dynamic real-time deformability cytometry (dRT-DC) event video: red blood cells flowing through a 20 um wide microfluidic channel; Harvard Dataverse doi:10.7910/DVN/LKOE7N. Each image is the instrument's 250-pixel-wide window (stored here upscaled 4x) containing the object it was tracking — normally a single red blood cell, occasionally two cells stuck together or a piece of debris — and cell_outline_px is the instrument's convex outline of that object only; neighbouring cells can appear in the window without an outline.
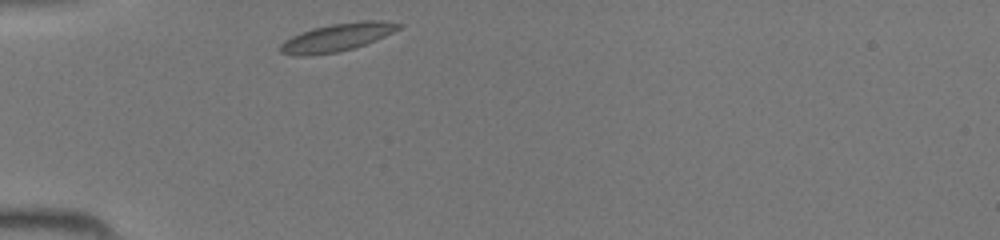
{"species": "common noctule bat (a hibernating species)", "species_latin": "Nyctalus noctula", "temperature_condition": "room temperature", "stored_images_in_passage": 27, "camera_frame_rate_fps": 3000, "um_per_image_px": 0.085, "animal": {"sex": "female", "body_mass_g": 19.5, "forearm_length_mm": 54.1}, "frame": {"image": 1, "passage_image": 1, "time_ms": 0.0, "image_size_px": [1000, 240], "cell_outline_px": [[404, 24], [400, 28], [376, 40], [352, 48], [336, 52], [308, 56], [296, 56], [280, 52], [280, 44], [284, 40], [300, 32], [312, 28], [332, 24], [364, 20], [380, 20]], "centroid_in_image_um": [28.62, 3.17], "position_along_channel_um": 56.4, "area_um2": 19.13}}
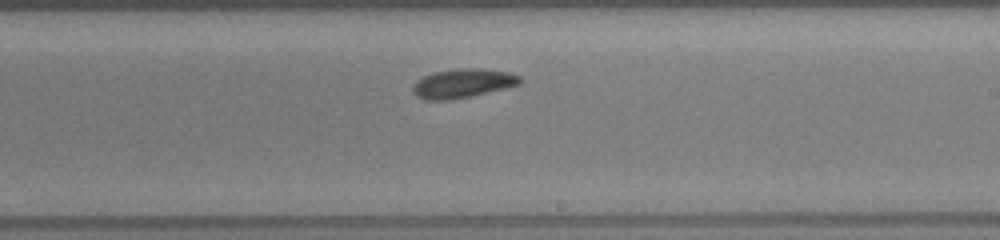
{"frame": {"image": 2, "passage_image": 15, "time_ms": 4.667, "image_size_px": [1000, 240], "cell_outline_px": [[524, 80], [520, 84], [504, 88], [468, 96], [448, 100], [428, 100], [416, 96], [412, 92], [412, 84], [416, 80], [432, 72], [468, 68], [480, 68], [504, 72], [520, 76]], "centroid_in_image_um": [39.28, 7.08], "position_along_channel_um": 249.7, "area_um2": 17.86}}
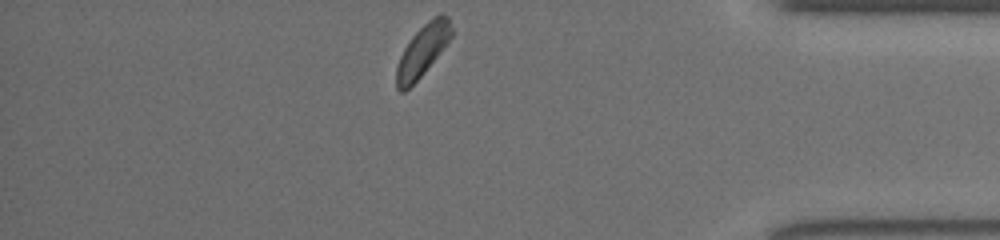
{"frame": {"image": 3, "passage_image": 27, "time_ms": 8.667, "image_size_px": [1000, 240], "cell_outline_px": [[452, 36], [424, 72], [404, 92], [400, 92], [396, 88], [396, 68], [400, 56], [404, 48], [412, 36], [428, 20], [440, 12], [448, 16], [452, 28]], "centroid_in_image_um": [35.91, 4.27], "position_along_channel_um": 399.3, "area_um2": 16.24}}